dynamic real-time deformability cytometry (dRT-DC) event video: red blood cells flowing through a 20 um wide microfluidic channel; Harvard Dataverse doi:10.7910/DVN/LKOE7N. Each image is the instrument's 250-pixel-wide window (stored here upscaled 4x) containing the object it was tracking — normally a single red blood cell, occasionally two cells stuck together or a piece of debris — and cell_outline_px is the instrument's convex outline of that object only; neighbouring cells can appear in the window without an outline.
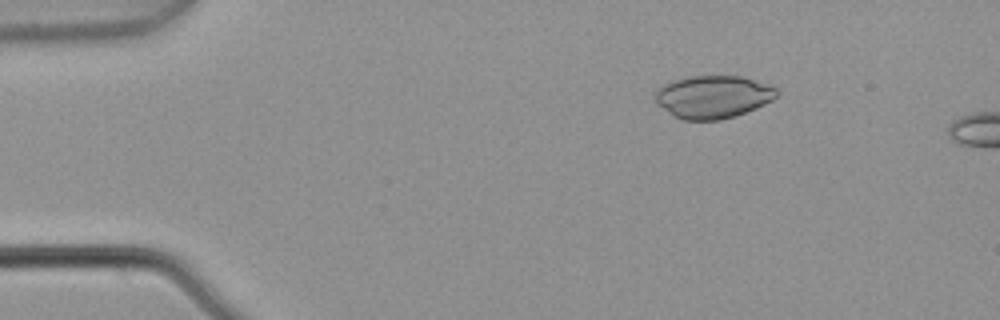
{"species": "common noctule bat (a hibernating species)", "species_latin": "Nyctalus noctula", "temperature_condition": "warm", "stored_images_in_passage": 5, "camera_frame_rate_fps": 3000, "um_per_image_px": 0.085, "animal": {"sex": "male", "body_mass_g": 21.5, "forearm_length_mm": 52.0}, "frame": {"image": 1, "passage_image": 3, "time_ms": 0.667, "image_size_px": [1000, 320], "cell_outline_px": [[776, 96], [772, 100], [756, 108], [736, 116], [720, 120], [684, 120], [676, 116], [656, 104], [656, 92], [660, 84], [688, 76], [740, 76], [768, 84], [776, 88]], "centroid_in_image_um": [60.59, 8.22], "position_along_channel_um": 24.4, "area_um2": 30.17}}